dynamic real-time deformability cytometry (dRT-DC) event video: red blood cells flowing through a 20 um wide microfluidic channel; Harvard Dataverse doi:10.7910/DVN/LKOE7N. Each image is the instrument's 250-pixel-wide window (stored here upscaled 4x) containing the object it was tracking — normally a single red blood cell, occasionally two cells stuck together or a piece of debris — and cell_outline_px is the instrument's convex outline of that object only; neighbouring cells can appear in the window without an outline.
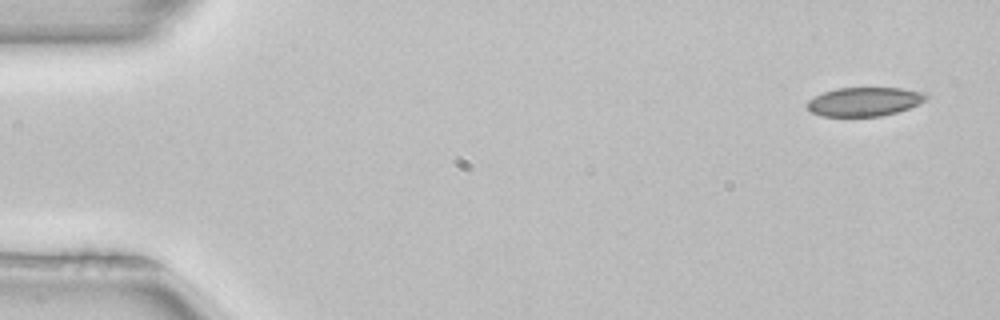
{"species": "common noctule bat (a hibernating species)", "species_latin": "Nyctalus noctula", "temperature_condition": "room temperature", "stored_images_in_passage": 5, "segment_of_instrument_passage": [1, 2], "camera_frame_rate_fps": 3000, "um_per_image_px": 0.085, "animal": {"sex": "female", "body_mass_g": 22.7, "forearm_length_mm": 54.2}, "frame": {"image": 1, "passage_image": 1, "time_ms": 0.0, "image_size_px": [1000, 320], "cell_outline_px": [[928, 96], [924, 100], [908, 108], [896, 112], [880, 116], [820, 116], [812, 112], [808, 108], [808, 100], [824, 92], [836, 88], [900, 88], [928, 92]], "centroid_in_image_um": [73.48, 8.63], "position_along_channel_um": 11.5, "area_um2": 19.83}}
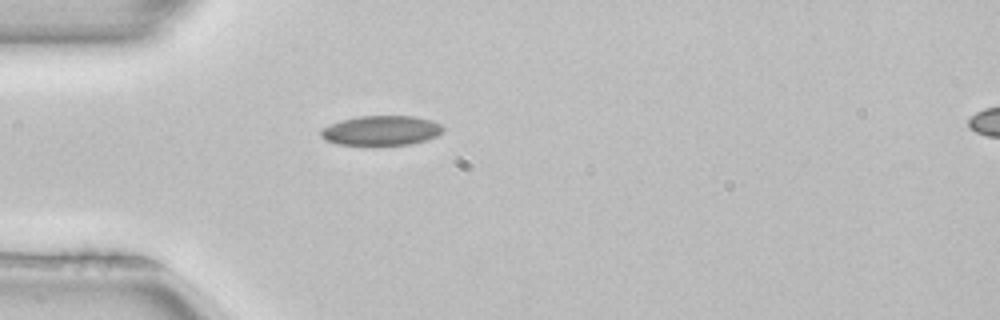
{"frame": {"image": 2, "passage_image": 4, "time_ms": 1.0, "image_size_px": [1000, 320], "cell_outline_px": [[444, 128], [436, 136], [412, 144], [336, 144], [324, 140], [320, 136], [320, 132], [324, 128], [340, 120], [356, 116], [416, 116], [432, 120], [440, 124]], "centroid_in_image_um": [32.39, 11.08], "position_along_channel_um": 52.6, "area_um2": 20.92}}